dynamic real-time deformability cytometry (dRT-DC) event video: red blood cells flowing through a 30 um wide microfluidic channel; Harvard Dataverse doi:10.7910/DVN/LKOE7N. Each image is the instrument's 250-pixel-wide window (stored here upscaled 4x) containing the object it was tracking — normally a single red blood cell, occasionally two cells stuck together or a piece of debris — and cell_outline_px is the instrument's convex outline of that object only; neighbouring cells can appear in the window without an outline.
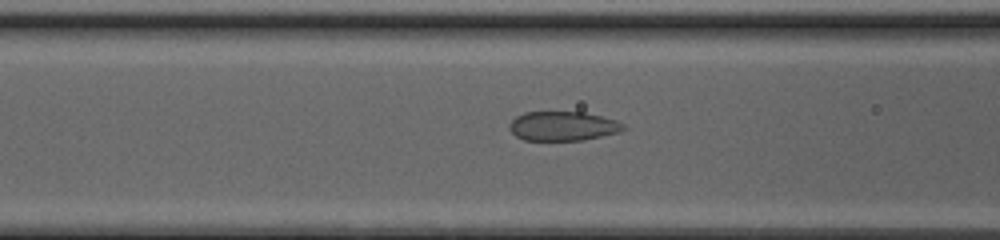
{"species": "common noctule bat (a hibernating species)", "species_latin": "Nyctalus noctula", "temperature_condition": "cold", "stored_images_in_passage": 51, "camera_frame_rate_fps": 3000, "um_per_image_px": 0.085, "animal": {"sex": "female", "body_mass_g": 20.0, "forearm_length_mm": 54.0}, "frame": {"image": 1, "passage_image": 23, "time_ms": 7.333, "image_size_px": [1000, 240], "cell_outline_px": [[628, 128], [620, 132], [584, 140], [524, 140], [516, 136], [508, 128], [508, 124], [516, 116], [524, 112], [584, 112], [616, 120], [624, 124]], "centroid_in_image_um": [47.85, 10.72], "position_along_channel_um": 118.7, "area_um2": 19.59}}
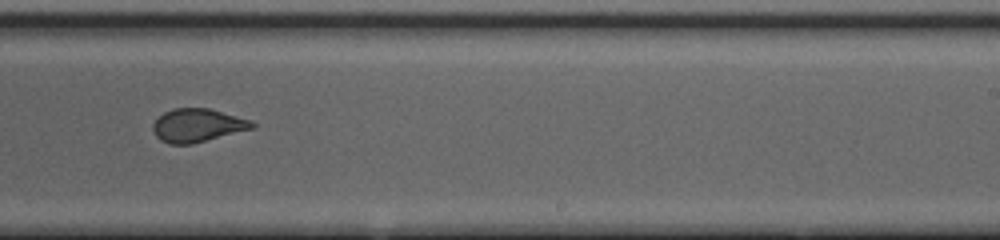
{"frame": {"image": 2, "passage_image": 34, "time_ms": 11.0, "image_size_px": [1000, 240], "cell_outline_px": [[256, 128], [192, 144], [168, 144], [160, 140], [156, 136], [152, 128], [152, 124], [164, 112], [172, 108], [208, 108], [252, 120], [256, 124]], "centroid_in_image_um": [16.81, 10.66], "position_along_channel_um": 272.2, "area_um2": 19.42}}
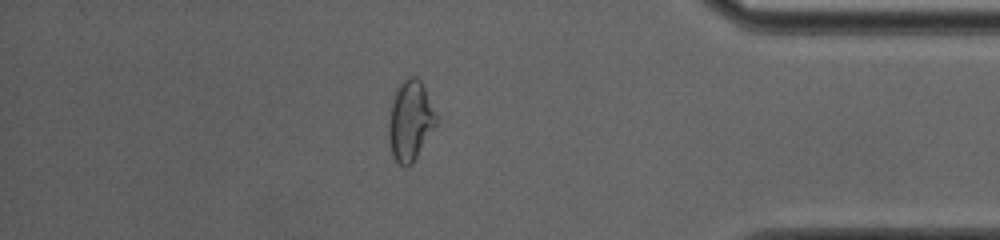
{"frame": {"image": 3, "passage_image": 45, "time_ms": 14.667, "image_size_px": [1000, 240], "cell_outline_px": [[436, 124], [412, 164], [408, 168], [404, 168], [392, 156], [388, 136], [388, 124], [392, 104], [396, 88], [408, 76], [416, 76], [420, 80], [424, 88], [436, 116]], "centroid_in_image_um": [34.84, 10.29], "position_along_channel_um": 400.4, "area_um2": 21.79}, "authors_computed_cell_mechanics": {"area_um2": 21.7906, "velocity_mm_per_s": 4.1927, "shape_relaxation_time_tau1_ms": 5.7092, "shape_relaxation_time_tau2_ms": 0.5711, "deformation_change_tau1": 0.1518, "deformation_change_tau2": 0.0676}}